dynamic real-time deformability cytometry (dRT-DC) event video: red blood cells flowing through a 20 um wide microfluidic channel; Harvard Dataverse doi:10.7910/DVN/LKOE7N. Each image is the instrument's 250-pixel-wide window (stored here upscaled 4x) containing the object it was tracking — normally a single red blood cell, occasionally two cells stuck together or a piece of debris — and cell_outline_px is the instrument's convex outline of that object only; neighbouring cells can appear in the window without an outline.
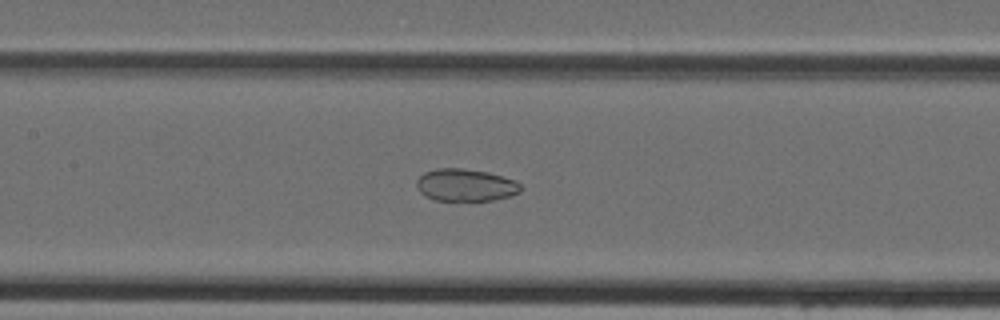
{"species": "Egyptian fruit bat (a non-hibernating species)", "species_latin": "Rousettus aegyptiacus", "temperature_condition": "cold", "stored_images_in_passage": 45, "camera_frame_rate_fps": 3000, "um_per_image_px": 0.085, "animal": {"sex": "female"}, "frame": {"image": 1, "passage_image": 21, "time_ms": 6.667, "image_size_px": [1000, 320], "cell_outline_px": [[520, 192], [508, 196], [492, 200], [436, 200], [420, 192], [416, 184], [416, 180], [424, 172], [436, 168], [460, 168], [488, 172], [516, 180], [520, 184]], "centroid_in_image_um": [39.57, 15.71], "position_along_channel_um": 167.8, "area_um2": 19.42}}
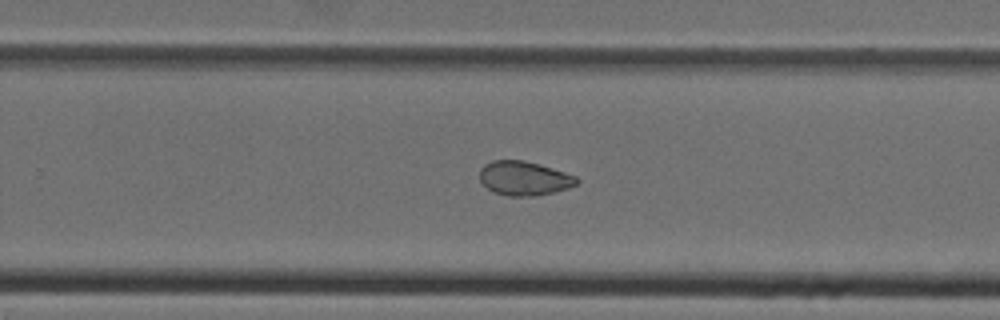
{"frame": {"image": 2, "passage_image": 29, "time_ms": 9.333, "image_size_px": [1000, 320], "cell_outline_px": [[580, 180], [576, 184], [568, 188], [556, 192], [532, 196], [508, 196], [492, 192], [480, 180], [480, 168], [484, 164], [492, 160], [524, 160], [540, 164], [576, 176]], "centroid_in_image_um": [44.55, 15.15], "position_along_channel_um": 285.3, "area_um2": 19.42}}
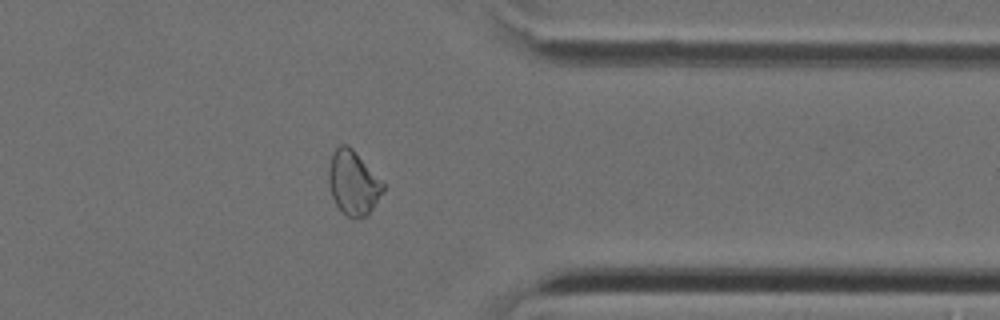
{"frame": {"image": 3, "passage_image": 36, "time_ms": 11.667, "image_size_px": [1000, 320], "cell_outline_px": [[384, 192], [368, 216], [348, 216], [336, 204], [332, 196], [328, 180], [328, 168], [332, 152], [340, 144], [348, 144], [352, 148], [384, 184]], "centroid_in_image_um": [30.02, 15.52], "position_along_channel_um": 381.4, "area_um2": 20.11}}